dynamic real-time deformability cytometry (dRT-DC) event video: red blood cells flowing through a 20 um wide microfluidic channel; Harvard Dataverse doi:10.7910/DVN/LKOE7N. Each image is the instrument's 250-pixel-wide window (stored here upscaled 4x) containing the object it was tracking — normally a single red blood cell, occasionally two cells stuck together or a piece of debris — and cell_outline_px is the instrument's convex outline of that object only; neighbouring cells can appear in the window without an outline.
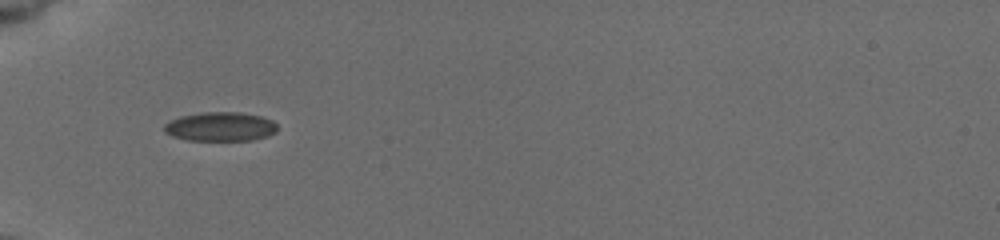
{"species": "common noctule bat (a hibernating species)", "species_latin": "Nyctalus noctula", "temperature_condition": "cold", "stored_images_in_passage": 28, "camera_frame_rate_fps": 3000, "um_per_image_px": 0.085, "animal": {"sex": "female", "body_mass_g": 19.5, "forearm_length_mm": 54.1}, "frame": {"image": 1, "passage_image": 1, "time_ms": 0.0, "image_size_px": [1000, 240], "cell_outline_px": [[276, 132], [268, 136], [252, 140], [188, 140], [172, 136], [164, 132], [164, 124], [168, 120], [180, 116], [200, 112], [240, 112], [260, 116], [272, 120], [276, 124]], "centroid_in_image_um": [18.7, 10.76], "position_along_channel_um": 66.3, "area_um2": 19.31}}
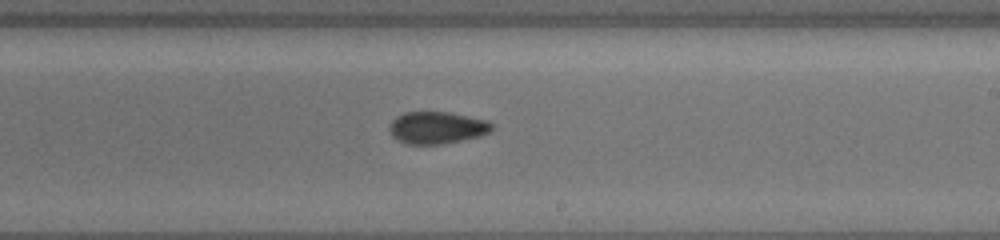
{"frame": {"image": 2, "passage_image": 16, "time_ms": 5.0, "image_size_px": [1000, 240], "cell_outline_px": [[496, 124], [488, 132], [480, 136], [444, 144], [404, 144], [392, 136], [388, 132], [388, 124], [396, 116], [404, 112], [448, 112], [488, 120]], "centroid_in_image_um": [37.11, 10.85], "position_along_channel_um": 251.9, "area_um2": 19.48}}
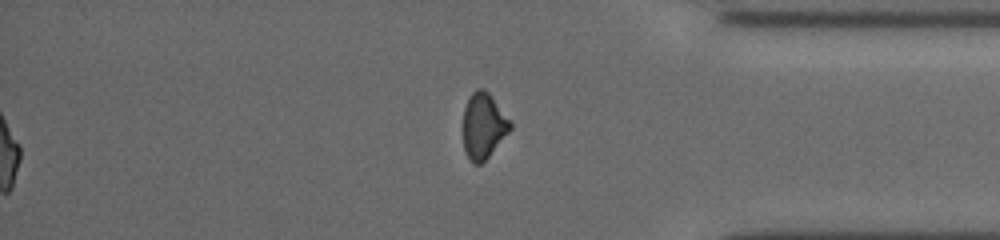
{"frame": {"image": 3, "passage_image": 28, "time_ms": 9.0, "image_size_px": [1000, 240], "cell_outline_px": [[512, 128], [488, 156], [480, 164], [472, 164], [464, 148], [464, 108], [472, 92], [476, 88], [484, 88], [488, 92], [512, 124]], "centroid_in_image_um": [41.08, 10.69], "position_along_channel_um": 394.1, "area_um2": 17.57}, "authors_computed_cell_mechanics": {"area_um2": 19.2185, "velocity_mm_per_s": 3.8479, "shape_relaxation_time_tau1_ms": null, "shape_relaxation_time_tau2_ms": 2.7518, "deformation_change_tau1": null, "deformation_change_tau2": 0.0713}}